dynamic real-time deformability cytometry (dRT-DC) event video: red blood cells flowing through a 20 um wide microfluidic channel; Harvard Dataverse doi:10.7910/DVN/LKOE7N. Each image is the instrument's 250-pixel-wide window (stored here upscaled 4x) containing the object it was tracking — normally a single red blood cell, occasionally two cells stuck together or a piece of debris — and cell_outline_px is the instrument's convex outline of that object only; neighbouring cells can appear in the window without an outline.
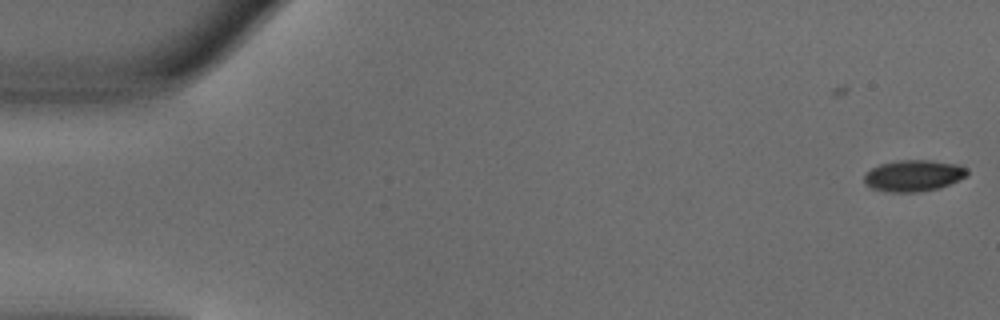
{"species": "common noctule bat (a hibernating species)", "species_latin": "Nyctalus noctula", "temperature_condition": "warm", "stored_images_in_passage": 5, "camera_frame_rate_fps": 3000, "um_per_image_px": 0.085, "animal": {"sex": "male", "body_mass_g": 18.8}, "frame": {"image": 1, "passage_image": 5, "time_ms": 1.333, "image_size_px": [1000, 320], "cell_outline_px": [[968, 176], [940, 188], [920, 192], [884, 192], [872, 188], [864, 184], [864, 176], [872, 168], [880, 164], [900, 160], [928, 160], [956, 164], [968, 168]], "centroid_in_image_um": [77.66, 14.94], "position_along_channel_um": 7.3, "area_um2": 18.96}}